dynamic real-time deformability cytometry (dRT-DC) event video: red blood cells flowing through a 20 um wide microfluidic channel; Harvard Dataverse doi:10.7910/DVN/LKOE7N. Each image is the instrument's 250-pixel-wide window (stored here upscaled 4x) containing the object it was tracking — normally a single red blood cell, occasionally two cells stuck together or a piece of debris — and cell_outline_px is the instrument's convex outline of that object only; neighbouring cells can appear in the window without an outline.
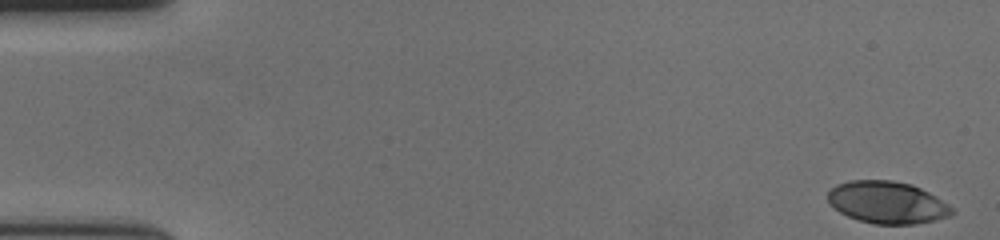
{"species": "human", "species_latin": "Homo sapiens", "temperature_condition": "cold", "stored_images_in_passage": 57, "camera_frame_rate_fps": 3000, "um_per_image_px": 0.085, "donor": {"sex": "female"}, "frame": {"image": 1, "passage_image": 1, "time_ms": 0.0, "image_size_px": [1000, 240], "cell_outline_px": [[952, 216], [936, 220], [916, 224], [876, 224], [860, 220], [848, 216], [840, 212], [828, 200], [828, 192], [836, 184], [848, 180], [892, 180], [912, 184], [936, 196], [948, 204], [952, 208]], "centroid_in_image_um": [75.43, 17.2], "position_along_channel_um": 9.6, "area_um2": 30.4}}
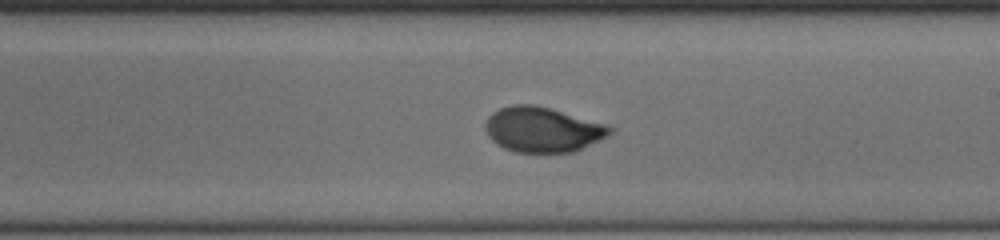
{"frame": {"image": 2, "passage_image": 33, "time_ms": 10.667, "image_size_px": [1000, 240], "cell_outline_px": [[616, 128], [608, 136], [572, 152], [516, 152], [504, 148], [496, 144], [488, 136], [484, 128], [484, 124], [488, 116], [492, 112], [500, 108], [512, 104], [532, 104], [548, 108], [604, 124]], "centroid_in_image_um": [46.07, 11.01], "position_along_channel_um": 242.9, "area_um2": 32.48}}
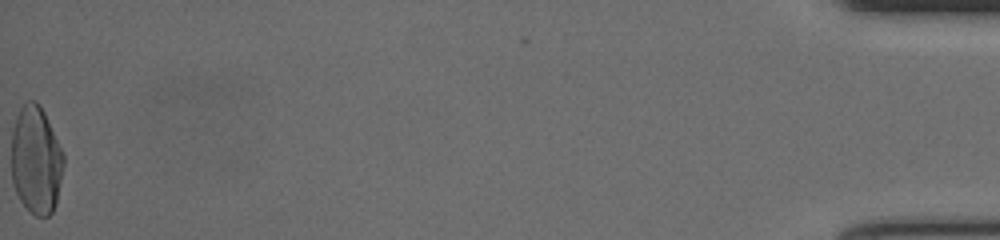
{"frame": {"image": 3, "passage_image": 57, "time_ms": 18.667, "image_size_px": [1000, 240], "cell_outline_px": [[64, 164], [56, 204], [52, 212], [48, 216], [36, 216], [20, 200], [12, 184], [12, 128], [16, 116], [20, 108], [28, 100], [36, 100], [40, 104], [64, 152]], "centroid_in_image_um": [3.07, 13.58], "position_along_channel_um": 432.1, "area_um2": 33.0}, "authors_computed_cell_mechanics": {"area_um2": 31.7322, "velocity_mm_per_s": 3.641, "shape_relaxation_time_tau1_ms": 4.0351, "shape_relaxation_time_tau2_ms": null, "deformation_change_tau1": 0.1734, "deformation_change_tau2": null}}